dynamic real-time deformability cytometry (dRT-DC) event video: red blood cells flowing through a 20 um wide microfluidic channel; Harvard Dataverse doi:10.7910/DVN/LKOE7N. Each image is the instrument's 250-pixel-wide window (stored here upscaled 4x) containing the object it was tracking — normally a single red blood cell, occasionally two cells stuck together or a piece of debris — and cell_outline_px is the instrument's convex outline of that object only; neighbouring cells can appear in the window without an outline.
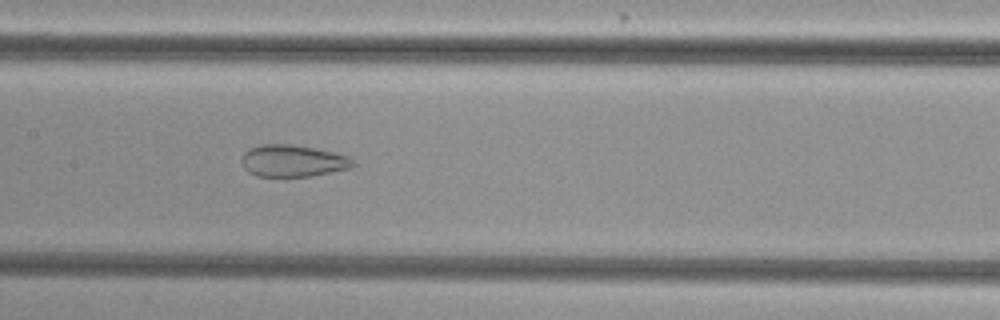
{"species": "common noctule bat (a hibernating species)", "species_latin": "Nyctalus noctula", "temperature_condition": "cold", "stored_images_in_passage": 45, "camera_frame_rate_fps": 3000, "um_per_image_px": 0.085, "animal": {"sex": "female", "body_mass_g": 29.2, "forearm_length_mm": 56.3}, "frame": {"image": 1, "passage_image": 18, "time_ms": 5.667, "image_size_px": [1000, 320], "cell_outline_px": [[356, 164], [352, 168], [312, 176], [256, 176], [248, 172], [244, 168], [240, 160], [244, 152], [248, 148], [260, 144], [288, 144], [316, 148], [348, 156]], "centroid_in_image_um": [24.86, 13.67], "position_along_channel_um": 182.5, "area_um2": 20.87}}
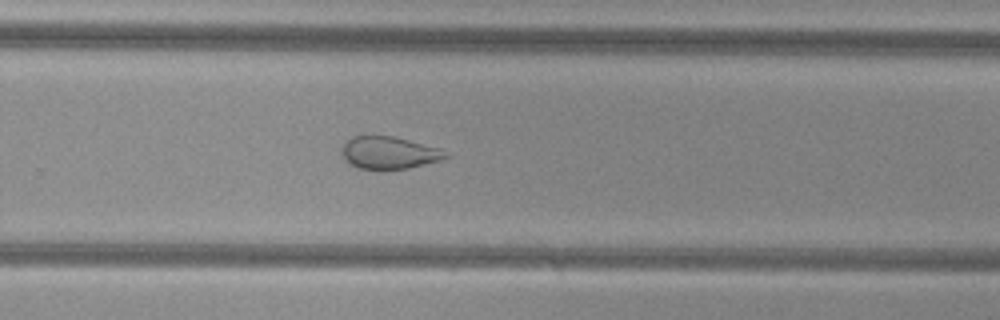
{"frame": {"image": 2, "passage_image": 27, "time_ms": 8.667, "image_size_px": [1000, 320], "cell_outline_px": [[452, 156], [440, 160], [408, 168], [356, 168], [344, 160], [344, 144], [352, 136], [392, 136], [440, 148]], "centroid_in_image_um": [33.11, 12.98], "position_along_channel_um": 296.7, "area_um2": 19.13}}
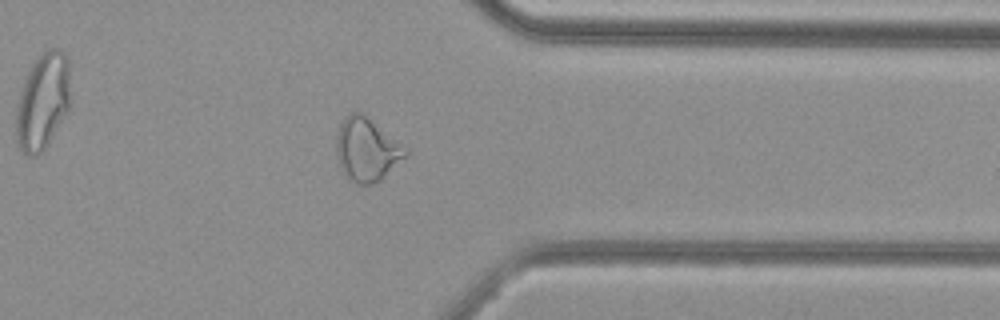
{"frame": {"image": 3, "passage_image": 34, "time_ms": 11.0, "image_size_px": [1000, 320], "cell_outline_px": [[408, 152], [380, 180], [368, 184], [356, 184], [340, 168], [336, 152], [336, 132], [344, 116], [348, 112], [360, 112]], "centroid_in_image_um": [31.06, 12.71], "position_along_channel_um": 380.3, "area_um2": 24.33}, "authors_computed_cell_mechanics": {"area_um2": 25.3164, "velocity_mm_per_s": 3.8129, "shape_relaxation_time_tau1_ms": null, "shape_relaxation_time_tau2_ms": 1.7778, "deformation_change_tau1": null, "deformation_change_tau2": 0.0949}}